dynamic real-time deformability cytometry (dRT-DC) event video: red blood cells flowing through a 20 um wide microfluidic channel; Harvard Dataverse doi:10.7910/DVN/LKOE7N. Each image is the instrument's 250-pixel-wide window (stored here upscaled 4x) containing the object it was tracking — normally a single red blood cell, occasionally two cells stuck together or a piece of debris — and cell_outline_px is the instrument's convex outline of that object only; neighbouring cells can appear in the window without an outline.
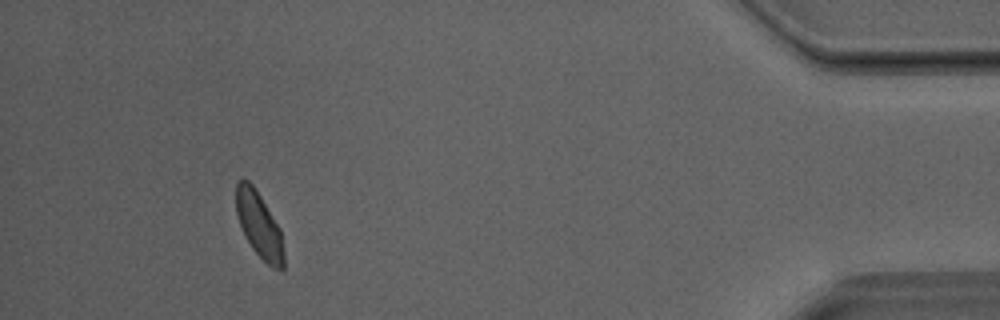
{"species": "Egyptian fruit bat (a non-hibernating species)", "species_latin": "Rousettus aegyptiacus", "temperature_condition": "room temperature", "stored_images_in_passage": 30, "segment_of_instrument_passage": [1, 2], "camera_frame_rate_fps": 3000, "um_per_image_px": 0.085, "animal": {"sex": "male"}, "frame": {"image": 1, "passage_image": 26, "time_ms": 8.333, "image_size_px": [1000, 320], "cell_outline_px": [[284, 268], [272, 268], [252, 248], [244, 236], [236, 212], [236, 184], [240, 180], [248, 180], [252, 184], [260, 196], [280, 228], [284, 256]], "centroid_in_image_um": [22.02, 19.13], "position_along_channel_um": 413.2, "area_um2": 17.92}}